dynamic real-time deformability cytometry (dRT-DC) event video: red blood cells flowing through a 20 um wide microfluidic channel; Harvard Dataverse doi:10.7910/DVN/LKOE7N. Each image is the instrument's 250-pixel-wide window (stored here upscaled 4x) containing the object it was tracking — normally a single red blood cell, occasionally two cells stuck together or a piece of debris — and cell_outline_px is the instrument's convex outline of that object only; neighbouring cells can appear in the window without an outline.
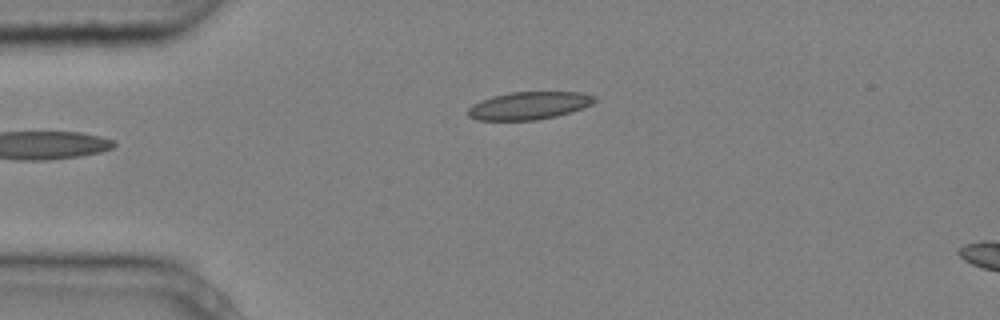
{"species": "common noctule bat (a hibernating species)", "species_latin": "Nyctalus noctula", "temperature_condition": "cold", "stored_images_in_passage": 2, "camera_frame_rate_fps": 3000, "um_per_image_px": 0.085, "animal": {"sex": "male", "body_mass_g": 20.4}, "frame": {"image": 1, "passage_image": 1, "time_ms": 0.0, "image_size_px": [1000, 320], "cell_outline_px": [[596, 100], [592, 104], [572, 112], [556, 116], [536, 120], [476, 120], [468, 116], [468, 108], [472, 104], [480, 100], [492, 96], [512, 92], [580, 92], [596, 96]], "centroid_in_image_um": [44.96, 8.97], "position_along_channel_um": 40.0, "area_um2": 20.52}}